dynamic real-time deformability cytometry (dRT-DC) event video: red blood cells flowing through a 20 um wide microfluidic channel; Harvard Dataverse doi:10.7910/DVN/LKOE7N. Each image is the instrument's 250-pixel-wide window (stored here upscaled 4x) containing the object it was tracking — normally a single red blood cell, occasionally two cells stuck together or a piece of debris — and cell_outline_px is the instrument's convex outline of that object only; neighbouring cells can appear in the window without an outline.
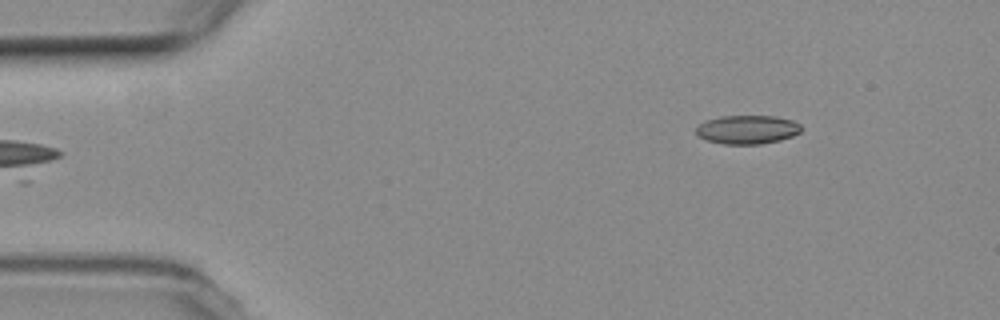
{"species": "common noctule bat (a hibernating species)", "species_latin": "Nyctalus noctula", "temperature_condition": "room temperature", "stored_images_in_passage": 3, "camera_frame_rate_fps": 3000, "um_per_image_px": 0.085, "animal": {"sex": "female", "body_mass_g": 19.3, "forearm_length_mm": 54.1}, "frame": {"image": 1, "passage_image": 3, "time_ms": 2.333, "image_size_px": [1000, 320], "cell_outline_px": [[800, 132], [792, 136], [780, 140], [760, 144], [724, 144], [704, 140], [696, 136], [696, 128], [704, 120], [720, 116], [776, 116], [792, 120], [800, 124]], "centroid_in_image_um": [63.47, 11.01], "position_along_channel_um": 21.5, "area_um2": 17.74}}